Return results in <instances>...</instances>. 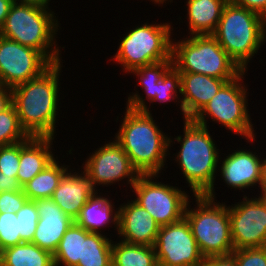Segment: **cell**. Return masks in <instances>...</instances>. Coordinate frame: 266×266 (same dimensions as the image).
Instances as JSON below:
<instances>
[{
    "label": "cell",
    "mask_w": 266,
    "mask_h": 266,
    "mask_svg": "<svg viewBox=\"0 0 266 266\" xmlns=\"http://www.w3.org/2000/svg\"><path fill=\"white\" fill-rule=\"evenodd\" d=\"M62 63L52 64L39 77L12 88V104L29 136L56 138L58 111L62 108L59 106Z\"/></svg>",
    "instance_id": "6da1fadb"
},
{
    "label": "cell",
    "mask_w": 266,
    "mask_h": 266,
    "mask_svg": "<svg viewBox=\"0 0 266 266\" xmlns=\"http://www.w3.org/2000/svg\"><path fill=\"white\" fill-rule=\"evenodd\" d=\"M183 134L169 136V150L176 142L179 151L174 153V163L183 174L192 195H207L216 199L215 182L222 153L213 139L209 128L195 123L192 119L182 121Z\"/></svg>",
    "instance_id": "7a4b0ae2"
},
{
    "label": "cell",
    "mask_w": 266,
    "mask_h": 266,
    "mask_svg": "<svg viewBox=\"0 0 266 266\" xmlns=\"http://www.w3.org/2000/svg\"><path fill=\"white\" fill-rule=\"evenodd\" d=\"M124 111L114 139L121 145L140 175H164L162 171L168 168V160L171 162L173 159L169 151L170 135L155 122L157 120L153 113L132 110L127 106Z\"/></svg>",
    "instance_id": "3957f363"
},
{
    "label": "cell",
    "mask_w": 266,
    "mask_h": 266,
    "mask_svg": "<svg viewBox=\"0 0 266 266\" xmlns=\"http://www.w3.org/2000/svg\"><path fill=\"white\" fill-rule=\"evenodd\" d=\"M55 14L50 8L14 2L0 36L40 51L52 64L62 62L61 46L56 39L62 28Z\"/></svg>",
    "instance_id": "277c9868"
},
{
    "label": "cell",
    "mask_w": 266,
    "mask_h": 266,
    "mask_svg": "<svg viewBox=\"0 0 266 266\" xmlns=\"http://www.w3.org/2000/svg\"><path fill=\"white\" fill-rule=\"evenodd\" d=\"M212 36L243 71H249L252 58L266 43V19L228 1Z\"/></svg>",
    "instance_id": "5b68a950"
},
{
    "label": "cell",
    "mask_w": 266,
    "mask_h": 266,
    "mask_svg": "<svg viewBox=\"0 0 266 266\" xmlns=\"http://www.w3.org/2000/svg\"><path fill=\"white\" fill-rule=\"evenodd\" d=\"M246 73L248 74V71H243L233 80L226 82L192 120L210 128L208 119H211L212 123L220 124L223 130H229L227 133L244 138V144L251 143L249 145L253 146V143H257V133L248 106L249 86L243 81Z\"/></svg>",
    "instance_id": "8992f818"
},
{
    "label": "cell",
    "mask_w": 266,
    "mask_h": 266,
    "mask_svg": "<svg viewBox=\"0 0 266 266\" xmlns=\"http://www.w3.org/2000/svg\"><path fill=\"white\" fill-rule=\"evenodd\" d=\"M132 26L118 39L117 52L109 61L117 63L129 74L133 69L151 65L164 60H172V37L174 27L170 21L156 23L154 21ZM150 23V24H149ZM172 31V32H171ZM113 57V58H112Z\"/></svg>",
    "instance_id": "52a82bcc"
},
{
    "label": "cell",
    "mask_w": 266,
    "mask_h": 266,
    "mask_svg": "<svg viewBox=\"0 0 266 266\" xmlns=\"http://www.w3.org/2000/svg\"><path fill=\"white\" fill-rule=\"evenodd\" d=\"M171 57L179 72L208 75L227 82L243 72L212 35H184L179 40L172 37Z\"/></svg>",
    "instance_id": "ba28073f"
},
{
    "label": "cell",
    "mask_w": 266,
    "mask_h": 266,
    "mask_svg": "<svg viewBox=\"0 0 266 266\" xmlns=\"http://www.w3.org/2000/svg\"><path fill=\"white\" fill-rule=\"evenodd\" d=\"M191 196L195 205L189 199L184 217L190 225L201 254L204 257L231 254L234 247L228 205L225 201L220 203L207 195Z\"/></svg>",
    "instance_id": "9c48e42d"
},
{
    "label": "cell",
    "mask_w": 266,
    "mask_h": 266,
    "mask_svg": "<svg viewBox=\"0 0 266 266\" xmlns=\"http://www.w3.org/2000/svg\"><path fill=\"white\" fill-rule=\"evenodd\" d=\"M160 177L157 174L140 175L131 190L135 197L133 200L162 227L181 220L192 197L186 189L164 183L158 179Z\"/></svg>",
    "instance_id": "30bf717a"
},
{
    "label": "cell",
    "mask_w": 266,
    "mask_h": 266,
    "mask_svg": "<svg viewBox=\"0 0 266 266\" xmlns=\"http://www.w3.org/2000/svg\"><path fill=\"white\" fill-rule=\"evenodd\" d=\"M111 139L88 153L82 166H78L87 175L93 188L99 192V186L108 188L112 184H118L119 187L125 184V187L128 185L131 189L140 176L121 145L114 138Z\"/></svg>",
    "instance_id": "8fae6325"
},
{
    "label": "cell",
    "mask_w": 266,
    "mask_h": 266,
    "mask_svg": "<svg viewBox=\"0 0 266 266\" xmlns=\"http://www.w3.org/2000/svg\"><path fill=\"white\" fill-rule=\"evenodd\" d=\"M245 193L228 205L234 250L266 246V202L260 195Z\"/></svg>",
    "instance_id": "7c38bea8"
},
{
    "label": "cell",
    "mask_w": 266,
    "mask_h": 266,
    "mask_svg": "<svg viewBox=\"0 0 266 266\" xmlns=\"http://www.w3.org/2000/svg\"><path fill=\"white\" fill-rule=\"evenodd\" d=\"M154 249L158 266H201L205 258L185 217L160 227Z\"/></svg>",
    "instance_id": "4fadbf2b"
},
{
    "label": "cell",
    "mask_w": 266,
    "mask_h": 266,
    "mask_svg": "<svg viewBox=\"0 0 266 266\" xmlns=\"http://www.w3.org/2000/svg\"><path fill=\"white\" fill-rule=\"evenodd\" d=\"M51 65L40 51L0 36V84L13 88L39 77Z\"/></svg>",
    "instance_id": "5bb4252c"
},
{
    "label": "cell",
    "mask_w": 266,
    "mask_h": 266,
    "mask_svg": "<svg viewBox=\"0 0 266 266\" xmlns=\"http://www.w3.org/2000/svg\"><path fill=\"white\" fill-rule=\"evenodd\" d=\"M250 146L238 147L230 153L220 156L218 172L224 184L234 191L244 192V190H253L256 194L260 182L261 163L263 154L253 149H247ZM258 154H257V152ZM262 156V157H261ZM258 186V187H257ZM252 188V189H251ZM256 189V191H255Z\"/></svg>",
    "instance_id": "9a60e30c"
},
{
    "label": "cell",
    "mask_w": 266,
    "mask_h": 266,
    "mask_svg": "<svg viewBox=\"0 0 266 266\" xmlns=\"http://www.w3.org/2000/svg\"><path fill=\"white\" fill-rule=\"evenodd\" d=\"M119 205L117 240L129 244L154 246L160 226L133 198ZM119 236V237H118Z\"/></svg>",
    "instance_id": "2e32d148"
},
{
    "label": "cell",
    "mask_w": 266,
    "mask_h": 266,
    "mask_svg": "<svg viewBox=\"0 0 266 266\" xmlns=\"http://www.w3.org/2000/svg\"><path fill=\"white\" fill-rule=\"evenodd\" d=\"M34 203L39 220L31 243L53 255L74 220L66 215L51 198L37 199Z\"/></svg>",
    "instance_id": "e0dca14e"
},
{
    "label": "cell",
    "mask_w": 266,
    "mask_h": 266,
    "mask_svg": "<svg viewBox=\"0 0 266 266\" xmlns=\"http://www.w3.org/2000/svg\"><path fill=\"white\" fill-rule=\"evenodd\" d=\"M180 104L187 119H193L227 82L208 75L180 72Z\"/></svg>",
    "instance_id": "ac0fdd59"
},
{
    "label": "cell",
    "mask_w": 266,
    "mask_h": 266,
    "mask_svg": "<svg viewBox=\"0 0 266 266\" xmlns=\"http://www.w3.org/2000/svg\"><path fill=\"white\" fill-rule=\"evenodd\" d=\"M73 169L71 167L63 176L51 199L66 215L75 221L82 207L96 190L93 188L87 175L80 168Z\"/></svg>",
    "instance_id": "d6986e66"
},
{
    "label": "cell",
    "mask_w": 266,
    "mask_h": 266,
    "mask_svg": "<svg viewBox=\"0 0 266 266\" xmlns=\"http://www.w3.org/2000/svg\"><path fill=\"white\" fill-rule=\"evenodd\" d=\"M111 199L113 200L108 193L104 194L102 191L100 193L96 191L82 207L79 216L74 222L90 233L110 234L109 236L111 238L113 233H105V231L109 227H115L114 233H118L119 219L118 203L115 206L114 204L116 202Z\"/></svg>",
    "instance_id": "ffe728a7"
},
{
    "label": "cell",
    "mask_w": 266,
    "mask_h": 266,
    "mask_svg": "<svg viewBox=\"0 0 266 266\" xmlns=\"http://www.w3.org/2000/svg\"><path fill=\"white\" fill-rule=\"evenodd\" d=\"M53 142H56L54 137L32 136L20 142V162L16 177L21 187L58 157L55 155Z\"/></svg>",
    "instance_id": "44dd1931"
},
{
    "label": "cell",
    "mask_w": 266,
    "mask_h": 266,
    "mask_svg": "<svg viewBox=\"0 0 266 266\" xmlns=\"http://www.w3.org/2000/svg\"><path fill=\"white\" fill-rule=\"evenodd\" d=\"M228 0H186L185 13L188 34L212 35Z\"/></svg>",
    "instance_id": "7402d4cb"
},
{
    "label": "cell",
    "mask_w": 266,
    "mask_h": 266,
    "mask_svg": "<svg viewBox=\"0 0 266 266\" xmlns=\"http://www.w3.org/2000/svg\"><path fill=\"white\" fill-rule=\"evenodd\" d=\"M173 66L172 60H164L151 65L141 66L137 69H133L129 74L136 76L138 84L134 86H141L140 91L136 88L135 92H130L125 105L132 110H143L148 103L153 100V88L157 82H159L164 74ZM138 90V91H137ZM147 100V102H146Z\"/></svg>",
    "instance_id": "603a6c76"
},
{
    "label": "cell",
    "mask_w": 266,
    "mask_h": 266,
    "mask_svg": "<svg viewBox=\"0 0 266 266\" xmlns=\"http://www.w3.org/2000/svg\"><path fill=\"white\" fill-rule=\"evenodd\" d=\"M57 157L43 171L34 176L22 186L23 193L28 200L51 198L63 176L73 167L65 165Z\"/></svg>",
    "instance_id": "cb8c5ba5"
},
{
    "label": "cell",
    "mask_w": 266,
    "mask_h": 266,
    "mask_svg": "<svg viewBox=\"0 0 266 266\" xmlns=\"http://www.w3.org/2000/svg\"><path fill=\"white\" fill-rule=\"evenodd\" d=\"M0 266H54V261L50 252L24 242L2 250Z\"/></svg>",
    "instance_id": "d4e9b609"
},
{
    "label": "cell",
    "mask_w": 266,
    "mask_h": 266,
    "mask_svg": "<svg viewBox=\"0 0 266 266\" xmlns=\"http://www.w3.org/2000/svg\"><path fill=\"white\" fill-rule=\"evenodd\" d=\"M89 234L88 230L73 222L53 254L54 266H77L82 260L83 239Z\"/></svg>",
    "instance_id": "484cf974"
},
{
    "label": "cell",
    "mask_w": 266,
    "mask_h": 266,
    "mask_svg": "<svg viewBox=\"0 0 266 266\" xmlns=\"http://www.w3.org/2000/svg\"><path fill=\"white\" fill-rule=\"evenodd\" d=\"M112 242V266H158L154 246Z\"/></svg>",
    "instance_id": "4316f807"
},
{
    "label": "cell",
    "mask_w": 266,
    "mask_h": 266,
    "mask_svg": "<svg viewBox=\"0 0 266 266\" xmlns=\"http://www.w3.org/2000/svg\"><path fill=\"white\" fill-rule=\"evenodd\" d=\"M90 233L83 239L82 260L77 266H112V238Z\"/></svg>",
    "instance_id": "83f0119b"
},
{
    "label": "cell",
    "mask_w": 266,
    "mask_h": 266,
    "mask_svg": "<svg viewBox=\"0 0 266 266\" xmlns=\"http://www.w3.org/2000/svg\"><path fill=\"white\" fill-rule=\"evenodd\" d=\"M180 85H181V74L180 72L172 66L162 77V79L157 82L153 88V100L150 102V105L142 110L146 113H151V104L157 103L160 105L168 104L167 102H172L180 107V114L183 115V121L188 120L185 114L182 111L180 103Z\"/></svg>",
    "instance_id": "f1b7e54d"
},
{
    "label": "cell",
    "mask_w": 266,
    "mask_h": 266,
    "mask_svg": "<svg viewBox=\"0 0 266 266\" xmlns=\"http://www.w3.org/2000/svg\"><path fill=\"white\" fill-rule=\"evenodd\" d=\"M30 136L21 127L13 104L0 113V146L16 144Z\"/></svg>",
    "instance_id": "f546056e"
},
{
    "label": "cell",
    "mask_w": 266,
    "mask_h": 266,
    "mask_svg": "<svg viewBox=\"0 0 266 266\" xmlns=\"http://www.w3.org/2000/svg\"><path fill=\"white\" fill-rule=\"evenodd\" d=\"M19 216V234L23 242H32L39 214L33 200H27L23 207L16 213Z\"/></svg>",
    "instance_id": "4dcf8cb0"
},
{
    "label": "cell",
    "mask_w": 266,
    "mask_h": 266,
    "mask_svg": "<svg viewBox=\"0 0 266 266\" xmlns=\"http://www.w3.org/2000/svg\"><path fill=\"white\" fill-rule=\"evenodd\" d=\"M24 243L19 234V216L16 213H0V251Z\"/></svg>",
    "instance_id": "1f68e13d"
},
{
    "label": "cell",
    "mask_w": 266,
    "mask_h": 266,
    "mask_svg": "<svg viewBox=\"0 0 266 266\" xmlns=\"http://www.w3.org/2000/svg\"><path fill=\"white\" fill-rule=\"evenodd\" d=\"M20 162V142L7 146H0V172L16 177Z\"/></svg>",
    "instance_id": "d6a6232c"
},
{
    "label": "cell",
    "mask_w": 266,
    "mask_h": 266,
    "mask_svg": "<svg viewBox=\"0 0 266 266\" xmlns=\"http://www.w3.org/2000/svg\"><path fill=\"white\" fill-rule=\"evenodd\" d=\"M231 254L237 266H266V246L238 249Z\"/></svg>",
    "instance_id": "836d02e7"
},
{
    "label": "cell",
    "mask_w": 266,
    "mask_h": 266,
    "mask_svg": "<svg viewBox=\"0 0 266 266\" xmlns=\"http://www.w3.org/2000/svg\"><path fill=\"white\" fill-rule=\"evenodd\" d=\"M28 200L23 190L0 193V213H17Z\"/></svg>",
    "instance_id": "e575fe53"
},
{
    "label": "cell",
    "mask_w": 266,
    "mask_h": 266,
    "mask_svg": "<svg viewBox=\"0 0 266 266\" xmlns=\"http://www.w3.org/2000/svg\"><path fill=\"white\" fill-rule=\"evenodd\" d=\"M231 3L253 11L266 19V0H228Z\"/></svg>",
    "instance_id": "d590c367"
},
{
    "label": "cell",
    "mask_w": 266,
    "mask_h": 266,
    "mask_svg": "<svg viewBox=\"0 0 266 266\" xmlns=\"http://www.w3.org/2000/svg\"><path fill=\"white\" fill-rule=\"evenodd\" d=\"M201 266H237L232 254L205 257Z\"/></svg>",
    "instance_id": "8d00e7d4"
},
{
    "label": "cell",
    "mask_w": 266,
    "mask_h": 266,
    "mask_svg": "<svg viewBox=\"0 0 266 266\" xmlns=\"http://www.w3.org/2000/svg\"><path fill=\"white\" fill-rule=\"evenodd\" d=\"M22 190L17 177H10L0 172V193L5 191Z\"/></svg>",
    "instance_id": "74e56055"
},
{
    "label": "cell",
    "mask_w": 266,
    "mask_h": 266,
    "mask_svg": "<svg viewBox=\"0 0 266 266\" xmlns=\"http://www.w3.org/2000/svg\"><path fill=\"white\" fill-rule=\"evenodd\" d=\"M12 104V88L0 84V113Z\"/></svg>",
    "instance_id": "f35d334b"
},
{
    "label": "cell",
    "mask_w": 266,
    "mask_h": 266,
    "mask_svg": "<svg viewBox=\"0 0 266 266\" xmlns=\"http://www.w3.org/2000/svg\"><path fill=\"white\" fill-rule=\"evenodd\" d=\"M259 193V194H258ZM257 195H262L266 193V155L263 154V159L261 163V172H260V182L258 187Z\"/></svg>",
    "instance_id": "ab89813d"
},
{
    "label": "cell",
    "mask_w": 266,
    "mask_h": 266,
    "mask_svg": "<svg viewBox=\"0 0 266 266\" xmlns=\"http://www.w3.org/2000/svg\"><path fill=\"white\" fill-rule=\"evenodd\" d=\"M13 3V0H0V28L4 24Z\"/></svg>",
    "instance_id": "60d3db41"
},
{
    "label": "cell",
    "mask_w": 266,
    "mask_h": 266,
    "mask_svg": "<svg viewBox=\"0 0 266 266\" xmlns=\"http://www.w3.org/2000/svg\"><path fill=\"white\" fill-rule=\"evenodd\" d=\"M15 3L30 4L42 8H52L50 6L51 0H13Z\"/></svg>",
    "instance_id": "b9f144b4"
},
{
    "label": "cell",
    "mask_w": 266,
    "mask_h": 266,
    "mask_svg": "<svg viewBox=\"0 0 266 266\" xmlns=\"http://www.w3.org/2000/svg\"><path fill=\"white\" fill-rule=\"evenodd\" d=\"M147 1H150V2H152L154 4V6L155 5L156 6L158 5L159 7H161L163 5L165 7V5L167 4V2H168V4H169V2H170V4L173 3V0H147ZM164 3H166V4H164Z\"/></svg>",
    "instance_id": "7bdbcfd3"
},
{
    "label": "cell",
    "mask_w": 266,
    "mask_h": 266,
    "mask_svg": "<svg viewBox=\"0 0 266 266\" xmlns=\"http://www.w3.org/2000/svg\"><path fill=\"white\" fill-rule=\"evenodd\" d=\"M261 196H262V198H263V199L265 200V202H266V193L262 194Z\"/></svg>",
    "instance_id": "ee69618b"
}]
</instances>
